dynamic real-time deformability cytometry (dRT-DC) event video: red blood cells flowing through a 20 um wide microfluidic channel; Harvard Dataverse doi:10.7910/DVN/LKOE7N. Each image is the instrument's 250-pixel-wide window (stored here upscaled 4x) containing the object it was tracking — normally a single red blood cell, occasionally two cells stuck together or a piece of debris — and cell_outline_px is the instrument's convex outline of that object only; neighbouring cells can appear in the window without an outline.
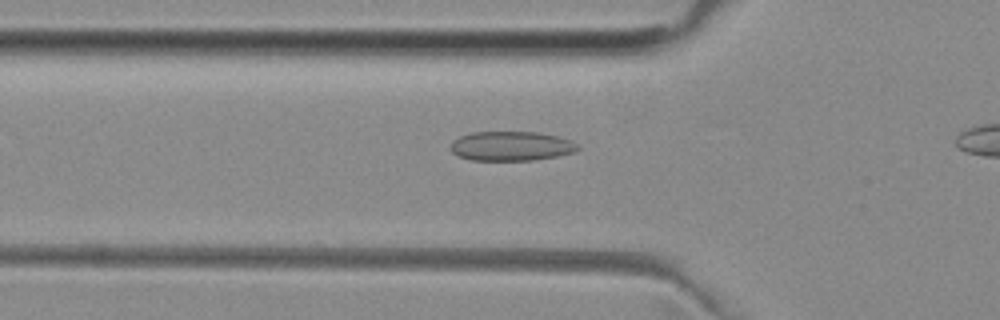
{"species": "common noctule bat (a hibernating species)", "species_latin": "Nyctalus noctula", "temperature_condition": "room temperature", "stored_images_in_passage": 5, "camera_frame_rate_fps": 3000, "um_per_image_px": 0.085, "animal": {"sex": "female", "body_mass_g": 29.2, "forearm_length_mm": 56.3}, "frame": {"image": 1, "passage_image": 3, "time_ms": 0.667, "image_size_px": [1000, 320], "cell_outline_px": [[580, 148], [572, 152], [556, 156], [532, 160], [472, 160], [460, 156], [452, 152], [448, 148], [452, 140], [460, 136], [472, 132], [540, 132], [572, 140], [580, 144]], "centroid_in_image_um": [43.44, 12.4], "position_along_channel_um": 82.4, "area_um2": 21.91}}